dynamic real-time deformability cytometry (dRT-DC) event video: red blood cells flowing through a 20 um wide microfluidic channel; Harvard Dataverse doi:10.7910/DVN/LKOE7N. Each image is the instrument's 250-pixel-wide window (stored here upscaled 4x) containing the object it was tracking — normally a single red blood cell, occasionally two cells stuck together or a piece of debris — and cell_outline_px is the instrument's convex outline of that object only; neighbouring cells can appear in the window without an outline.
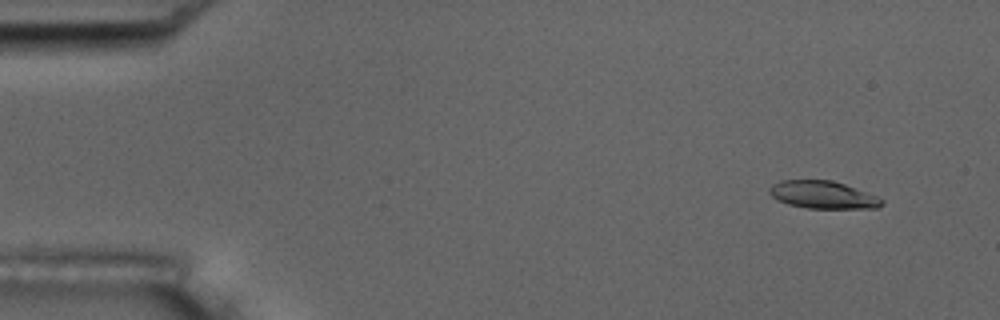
{"species": "common noctule bat (a hibernating species)", "species_latin": "Nyctalus noctula", "temperature_condition": "room temperature", "stored_images_in_passage": 7, "camera_frame_rate_fps": 3000, "um_per_image_px": 0.085, "animal": {"sex": "male", "body_mass_g": 17.5, "forearm_length_mm": 52.3}, "frame": {"image": 1, "passage_image": 2, "time_ms": 1.0, "image_size_px": [1000, 320], "cell_outline_px": [[884, 204], [880, 208], [808, 208], [788, 204], [772, 196], [768, 192], [768, 188], [772, 184], [780, 180], [832, 180], [844, 184], [876, 196], [884, 200]], "centroid_in_image_um": [69.94, 16.56], "position_along_channel_um": 15.1, "area_um2": 17.98}}
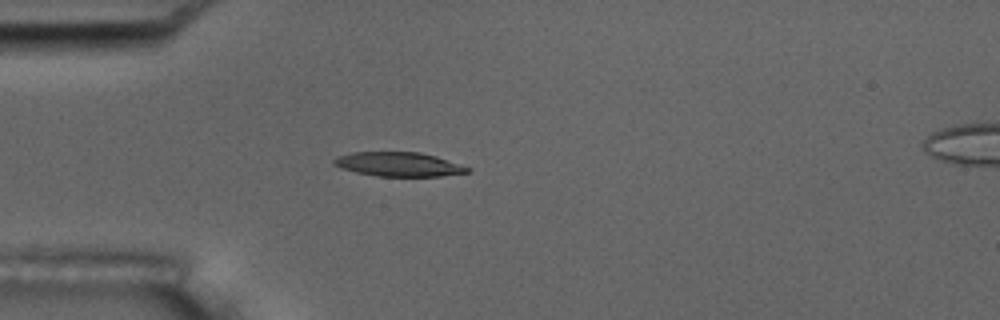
{"frame": {"image": 2, "passage_image": 5, "time_ms": 4.667, "image_size_px": [1000, 320], "cell_outline_px": [[472, 172], [440, 176], [376, 176], [356, 172], [340, 168], [332, 164], [332, 160], [336, 156], [352, 152], [420, 152], [436, 156], [472, 168]], "centroid_in_image_um": [33.88, 13.96], "position_along_channel_um": 51.1, "area_um2": 19.02}}